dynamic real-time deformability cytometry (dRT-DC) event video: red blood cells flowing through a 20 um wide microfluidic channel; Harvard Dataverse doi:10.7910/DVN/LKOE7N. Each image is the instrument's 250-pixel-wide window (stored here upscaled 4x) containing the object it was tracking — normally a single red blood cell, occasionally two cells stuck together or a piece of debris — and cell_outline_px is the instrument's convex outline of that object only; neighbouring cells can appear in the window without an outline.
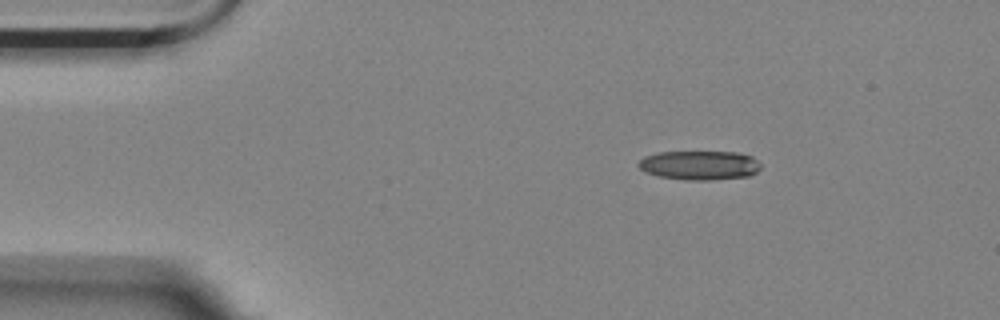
{"species": "Egyptian fruit bat (a non-hibernating species)", "species_latin": "Rousettus aegyptiacus", "temperature_condition": "room temperature", "stored_images_in_passage": 4, "camera_frame_rate_fps": 3000, "um_per_image_px": 0.085, "animal": {"sex": "female"}, "frame": {"image": 1, "passage_image": 2, "time_ms": 0.333, "image_size_px": [1000, 320], "cell_outline_px": [[760, 168], [756, 172], [748, 176], [708, 180], [688, 180], [660, 176], [648, 172], [640, 168], [636, 164], [644, 156], [656, 152], [736, 152], [752, 156], [760, 164]], "centroid_in_image_um": [59.46, 14.03], "position_along_channel_um": 25.5, "area_um2": 20.63}}